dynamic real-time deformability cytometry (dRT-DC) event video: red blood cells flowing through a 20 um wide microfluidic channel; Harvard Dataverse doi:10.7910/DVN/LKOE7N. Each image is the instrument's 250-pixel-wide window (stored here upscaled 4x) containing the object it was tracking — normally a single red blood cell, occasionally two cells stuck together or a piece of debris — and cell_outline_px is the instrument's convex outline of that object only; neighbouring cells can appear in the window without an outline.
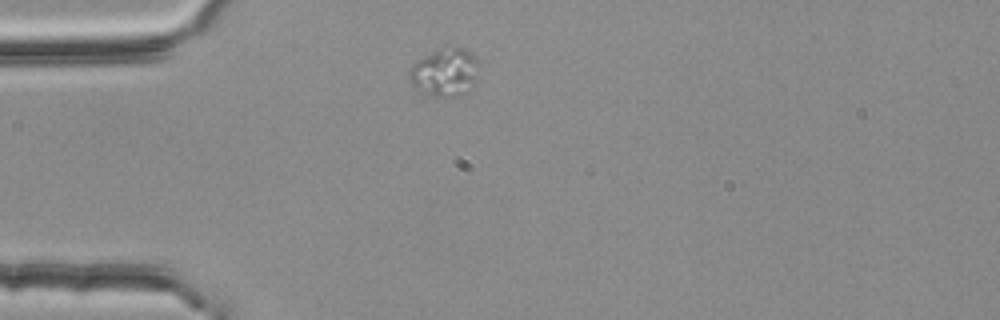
{"species": "common noctule bat (a hibernating species)", "species_latin": "Nyctalus noctula", "temperature_condition": "room temperature", "stored_images_in_passage": 31, "camera_frame_rate_fps": 3000, "um_per_image_px": 0.085, "animal": {"sex": "female", "body_mass_g": 25.1}, "frame": {"image": 1, "passage_image": 1, "time_ms": 0.0, "image_size_px": [1000, 320], "cell_outline_px": [[480, 60], [476, 80], [456, 96], [440, 96], [424, 92], [412, 84], [408, 76], [408, 72], [412, 64], [416, 60], [436, 48], [444, 44], [448, 44], [464, 48], [472, 52]], "centroid_in_image_um": [37.81, 6.02], "position_along_channel_um": 47.2, "area_um2": 19.71}}
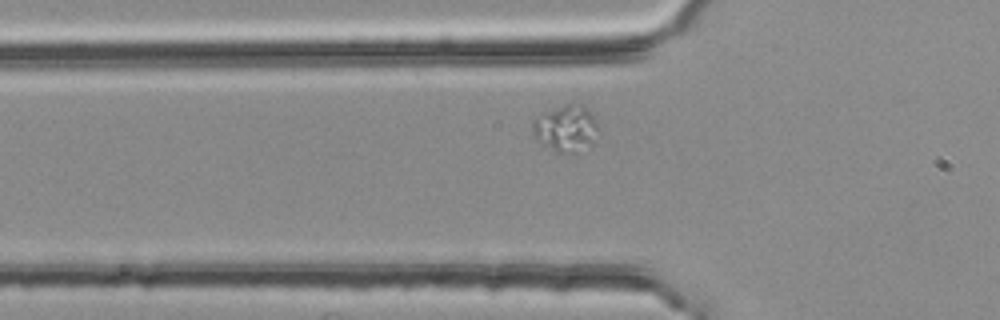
{"frame": {"image": 2, "passage_image": 5, "time_ms": 1.333, "image_size_px": [1000, 320], "cell_outline_px": [[596, 128], [592, 144], [576, 152], [556, 152], [540, 140], [532, 132], [532, 120], [544, 112], [568, 104], [580, 104], [596, 120]], "centroid_in_image_um": [48.07, 10.91], "position_along_channel_um": 77.7, "area_um2": 16.99}}